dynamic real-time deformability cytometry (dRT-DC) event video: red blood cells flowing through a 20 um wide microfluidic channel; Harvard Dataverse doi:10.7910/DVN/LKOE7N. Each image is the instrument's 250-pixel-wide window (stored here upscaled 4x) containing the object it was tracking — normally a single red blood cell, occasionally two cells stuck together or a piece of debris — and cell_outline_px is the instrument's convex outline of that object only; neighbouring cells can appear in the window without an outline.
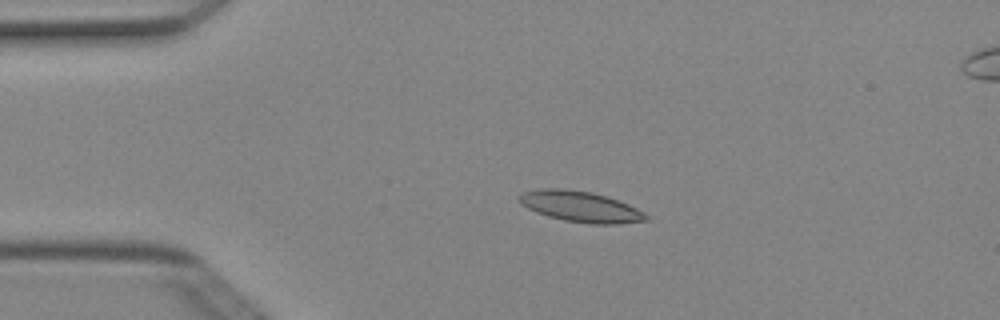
{"species": "Egyptian fruit bat (a non-hibernating species)", "species_latin": "Rousettus aegyptiacus", "temperature_condition": "cold", "stored_images_in_passage": 4, "camera_frame_rate_fps": 3000, "um_per_image_px": 0.085, "animal": {"sex": "female"}, "frame": {"image": 1, "passage_image": 2, "time_ms": 0.333, "image_size_px": [1000, 320], "cell_outline_px": [[648, 220], [620, 224], [588, 224], [564, 220], [548, 216], [536, 212], [520, 204], [520, 196], [524, 192], [544, 188], [564, 188], [592, 192], [628, 204], [644, 212], [648, 216]], "centroid_in_image_um": [49.36, 17.57], "position_along_channel_um": 35.6, "area_um2": 22.6}}